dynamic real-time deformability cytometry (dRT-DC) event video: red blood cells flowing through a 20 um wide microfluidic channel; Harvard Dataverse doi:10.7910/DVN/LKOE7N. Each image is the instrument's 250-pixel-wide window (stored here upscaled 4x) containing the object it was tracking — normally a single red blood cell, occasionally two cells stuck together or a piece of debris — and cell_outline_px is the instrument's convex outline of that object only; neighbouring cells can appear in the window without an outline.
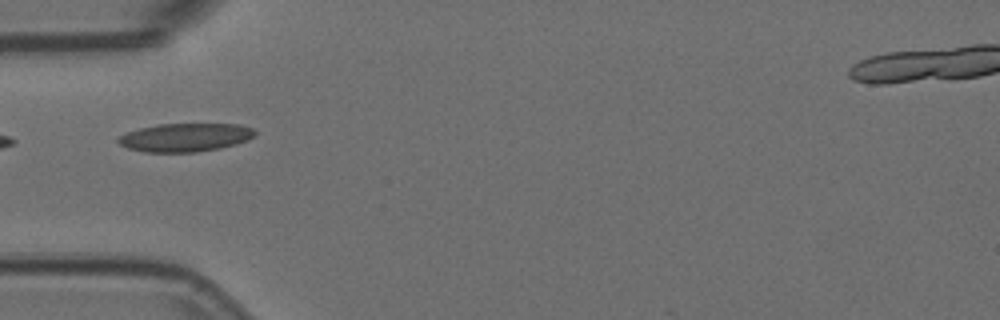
{"species": "Egyptian fruit bat (a non-hibernating species)", "species_latin": "Rousettus aegyptiacus", "temperature_condition": "room temperature", "stored_images_in_passage": 10, "camera_frame_rate_fps": 3000, "um_per_image_px": 0.085, "animal": {"sex": "female"}, "frame": {"image": 1, "passage_image": 5, "time_ms": 1.333, "image_size_px": [1000, 320], "cell_outline_px": [[256, 136], [248, 140], [236, 144], [220, 148], [196, 152], [144, 152], [128, 148], [120, 144], [116, 140], [120, 136], [128, 132], [140, 128], [156, 124], [240, 124], [252, 128], [256, 132]], "centroid_in_image_um": [15.77, 11.68], "position_along_channel_um": 69.2, "area_um2": 22.66}}
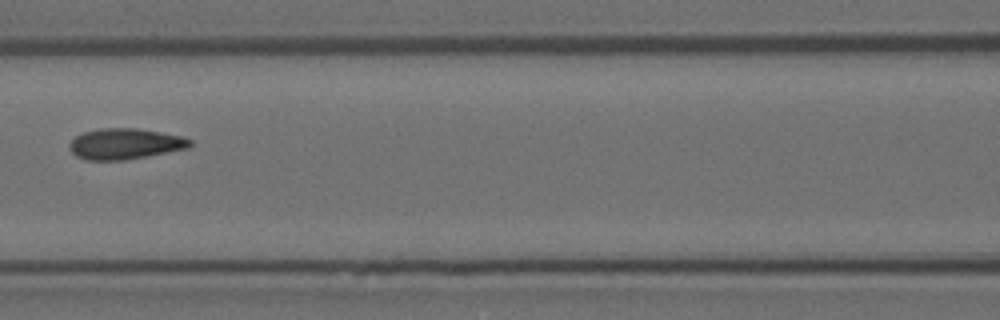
{"frame": {"image": 2, "passage_image": 7, "time_ms": 2.0, "image_size_px": [1000, 320], "cell_outline_px": [[192, 144], [188, 148], [124, 160], [84, 160], [76, 156], [68, 148], [68, 144], [76, 136], [84, 132], [100, 128], [136, 128], [160, 132], [180, 136], [192, 140]], "centroid_in_image_um": [10.59, 12.23], "position_along_channel_um": 156.0, "area_um2": 21.56}}
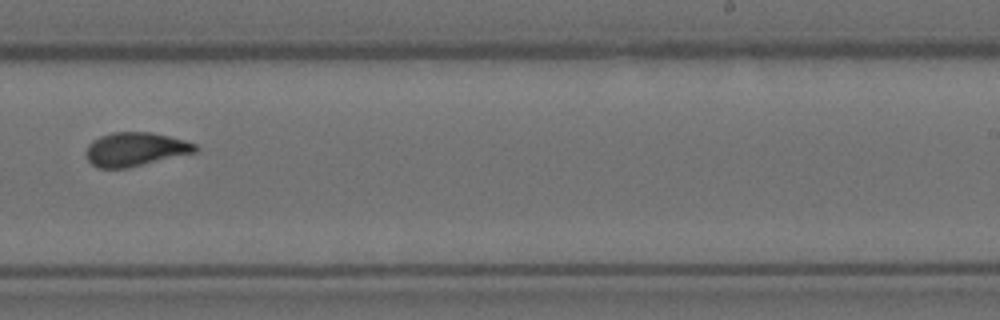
{"frame": {"image": 3, "passage_image": 10, "time_ms": 3.0, "image_size_px": [1000, 320], "cell_outline_px": [[200, 148], [196, 152], [128, 168], [96, 168], [88, 160], [84, 152], [88, 144], [92, 140], [100, 136], [112, 132], [152, 132], [184, 140], [196, 144]], "centroid_in_image_um": [11.48, 12.69], "position_along_channel_um": 277.5, "area_um2": 21.68}}